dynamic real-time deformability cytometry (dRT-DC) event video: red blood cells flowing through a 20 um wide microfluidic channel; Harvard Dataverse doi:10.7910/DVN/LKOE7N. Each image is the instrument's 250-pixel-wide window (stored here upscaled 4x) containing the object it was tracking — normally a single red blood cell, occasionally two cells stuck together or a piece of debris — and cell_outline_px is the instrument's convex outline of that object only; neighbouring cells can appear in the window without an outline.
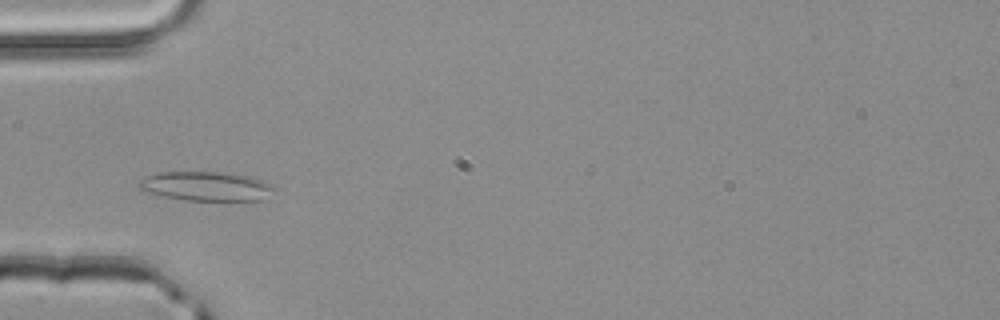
{"species": "common noctule bat (a hibernating species)", "species_latin": "Nyctalus noctula", "temperature_condition": "room temperature", "stored_images_in_passage": 46, "camera_frame_rate_fps": 3000, "um_per_image_px": 0.085, "animal": {"sex": "male", "body_mass_g": 20.4}, "frame": {"image": 1, "passage_image": 11, "time_ms": 3.333, "image_size_px": [1000, 320], "cell_outline_px": [[276, 188], [260, 200], [188, 200], [140, 192], [136, 188], [136, 184], [140, 180], [156, 172], [216, 172], [248, 176], [260, 180]], "centroid_in_image_um": [17.38, 15.83], "position_along_channel_um": 67.6, "area_um2": 22.83}}
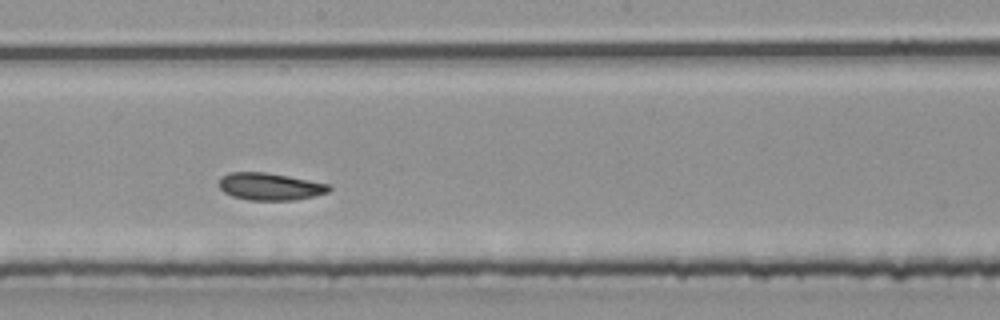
{"frame": {"image": 2, "passage_image": 23, "time_ms": 7.333, "image_size_px": [1000, 320], "cell_outline_px": [[332, 188], [328, 192], [312, 196], [292, 200], [248, 200], [232, 196], [224, 192], [220, 188], [220, 176], [228, 172], [264, 172], [288, 176], [328, 184]], "centroid_in_image_um": [22.91, 15.85], "position_along_channel_um": 225.3, "area_um2": 17.34}}
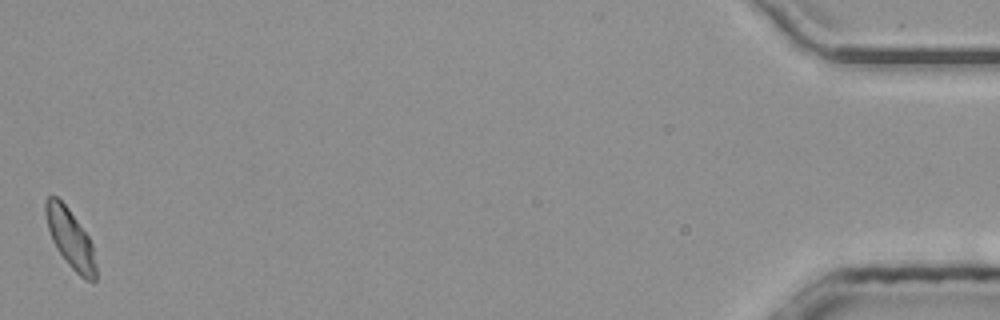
{"frame": {"image": 3, "passage_image": 46, "time_ms": 15.0, "image_size_px": [1000, 320], "cell_outline_px": [[96, 280], [84, 280], [68, 264], [56, 248], [52, 240], [48, 228], [44, 212], [44, 200], [48, 196], [56, 196], [68, 208], [88, 236], [92, 244], [96, 264]], "centroid_in_image_um": [5.96, 20.27], "position_along_channel_um": 429.2, "area_um2": 17.17}, "authors_computed_cell_mechanics": {"area_um2": 17.9469, "velocity_mm_per_s": 3.9655, "shape_relaxation_time_tau1_ms": null, "shape_relaxation_time_tau2_ms": 3.4871, "deformation_change_tau1": null, "deformation_change_tau2": 0.0835}}